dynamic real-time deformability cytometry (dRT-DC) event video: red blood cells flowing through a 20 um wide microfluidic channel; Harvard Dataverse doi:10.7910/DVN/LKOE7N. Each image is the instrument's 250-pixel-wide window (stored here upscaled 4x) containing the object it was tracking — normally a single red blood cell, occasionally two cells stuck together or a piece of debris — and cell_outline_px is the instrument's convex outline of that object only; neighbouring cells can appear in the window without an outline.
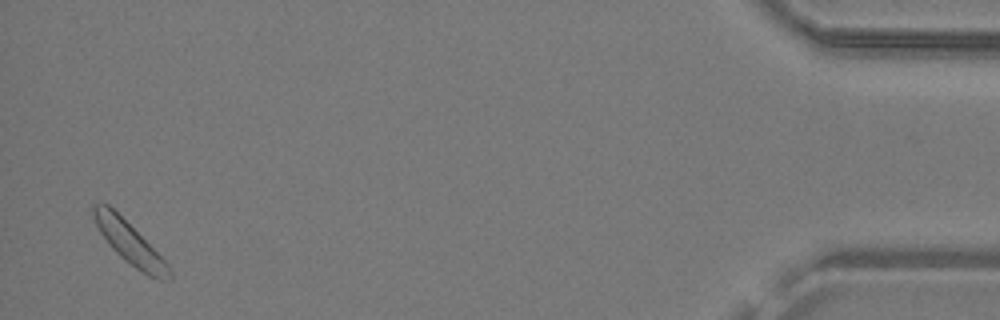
{"species": "common noctule bat (a hibernating species)", "species_latin": "Nyctalus noctula", "temperature_condition": "warm", "stored_images_in_passage": 31, "camera_frame_rate_fps": 3000, "um_per_image_px": 0.085, "animal": {"sex": "male", "body_mass_g": 19.2, "forearm_length_mm": 51.8}, "frame": {"image": 1, "passage_image": 31, "time_ms": 10.0, "image_size_px": [1000, 320], "cell_outline_px": [[172, 276], [160, 280], [156, 280], [148, 276], [124, 260], [108, 244], [100, 232], [96, 224], [92, 212], [92, 204], [108, 204], [168, 264], [172, 272]], "centroid_in_image_um": [10.99, 20.68], "position_along_channel_um": 424.2, "area_um2": 17.74}}